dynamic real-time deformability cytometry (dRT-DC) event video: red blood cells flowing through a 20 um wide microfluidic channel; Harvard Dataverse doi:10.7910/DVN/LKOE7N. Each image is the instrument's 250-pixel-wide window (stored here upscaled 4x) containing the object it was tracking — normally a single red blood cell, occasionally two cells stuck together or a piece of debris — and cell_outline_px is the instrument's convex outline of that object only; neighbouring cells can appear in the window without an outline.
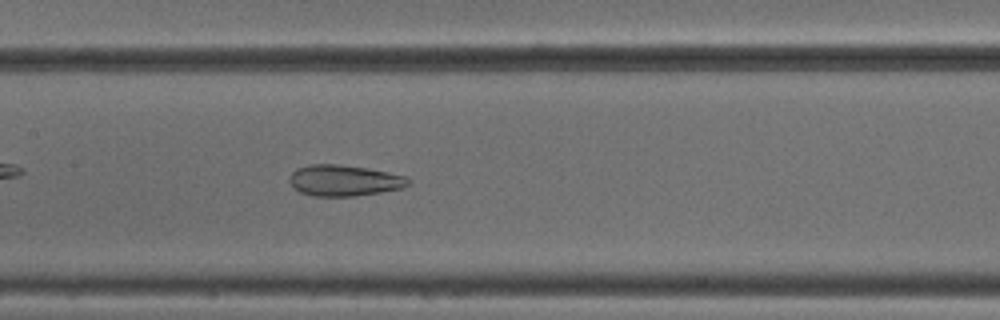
{"species": "common noctule bat (a hibernating species)", "species_latin": "Nyctalus noctula", "temperature_condition": "cold", "stored_images_in_passage": 39, "camera_frame_rate_fps": 3000, "um_per_image_px": 0.085, "animal": {"sex": "male", "body_mass_g": 18.8}, "frame": {"image": 1, "passage_image": 13, "time_ms": 4.0, "image_size_px": [1000, 320], "cell_outline_px": [[412, 184], [404, 188], [356, 196], [312, 196], [300, 192], [292, 188], [288, 180], [292, 172], [296, 168], [312, 164], [336, 164], [364, 168], [388, 172], [408, 176], [412, 180]], "centroid_in_image_um": [29.28, 15.35], "position_along_channel_um": 178.1, "area_um2": 21.79}}
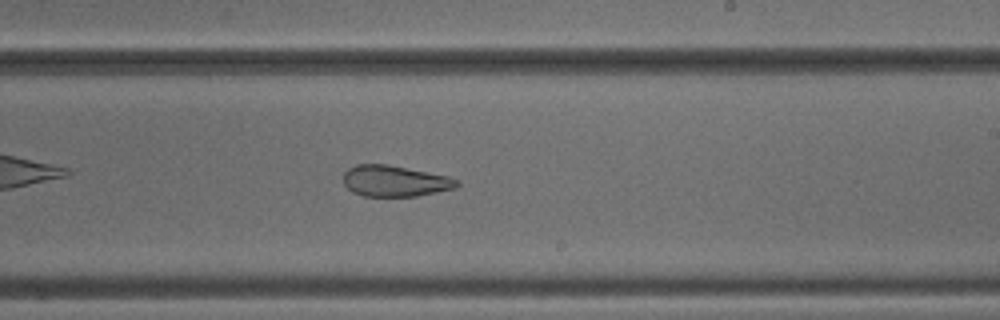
{"frame": {"image": 2, "passage_image": 19, "time_ms": 6.0, "image_size_px": [1000, 320], "cell_outline_px": [[460, 184], [456, 188], [416, 196], [364, 196], [352, 192], [344, 184], [344, 172], [348, 168], [356, 164], [388, 164], [448, 176], [460, 180]], "centroid_in_image_um": [33.57, 15.38], "position_along_channel_um": 255.4, "area_um2": 20.63}}
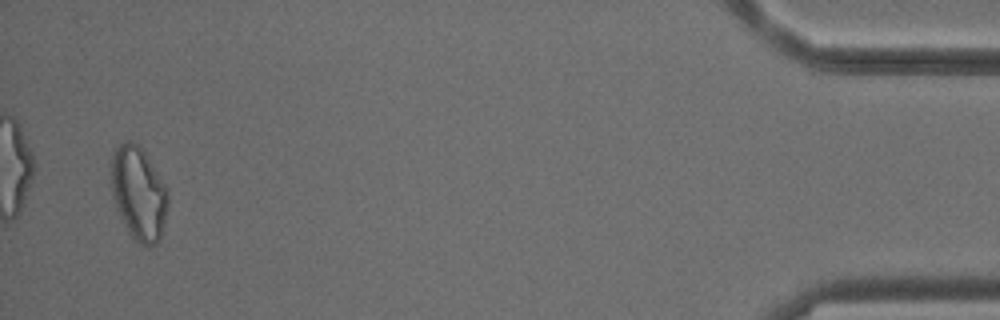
{"frame": {"image": 3, "passage_image": 38, "time_ms": 12.333, "image_size_px": [1000, 320], "cell_outline_px": [[168, 204], [164, 224], [160, 240], [156, 244], [148, 248], [140, 244], [128, 232], [116, 208], [112, 196], [112, 152], [124, 140], [132, 140], [144, 152], [168, 188]], "centroid_in_image_um": [11.8, 16.46], "position_along_channel_um": 423.4, "area_um2": 30.98}, "authors_computed_cell_mechanics": {"area_um2": 24.6228, "velocity_mm_per_s": 3.8812, "shape_relaxation_time_tau1_ms": null, "shape_relaxation_time_tau2_ms": 1.4702, "deformation_change_tau1": null, "deformation_change_tau2": 0.102}}